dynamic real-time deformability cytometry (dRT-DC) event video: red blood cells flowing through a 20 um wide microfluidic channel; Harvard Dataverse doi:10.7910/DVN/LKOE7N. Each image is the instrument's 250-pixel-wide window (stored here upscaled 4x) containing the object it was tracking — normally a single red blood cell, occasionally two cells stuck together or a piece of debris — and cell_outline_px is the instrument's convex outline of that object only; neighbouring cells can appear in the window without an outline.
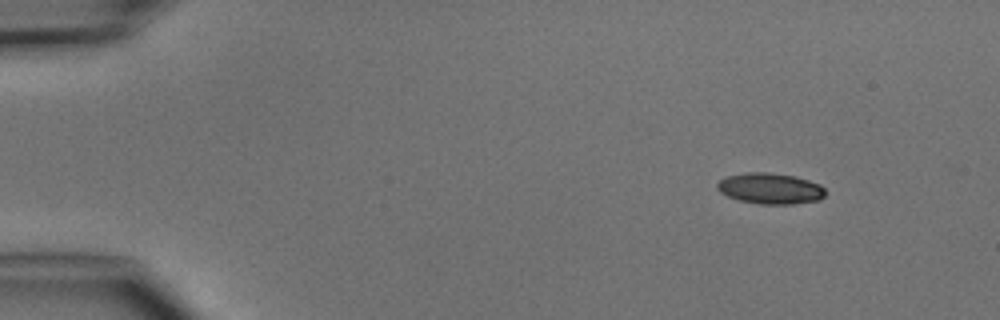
{"species": "common noctule bat (a hibernating species)", "species_latin": "Nyctalus noctula", "temperature_condition": "cold", "stored_images_in_passage": 6, "camera_frame_rate_fps": 3000, "um_per_image_px": 0.085, "animal": {"sex": "male", "body_mass_g": 15.6}, "frame": {"image": 1, "passage_image": 1, "time_ms": 0.0, "image_size_px": [1000, 320], "cell_outline_px": [[824, 196], [820, 200], [792, 204], [760, 204], [740, 200], [728, 196], [720, 192], [716, 188], [716, 184], [720, 180], [728, 176], [744, 172], [768, 172], [796, 176], [820, 184], [824, 188]], "centroid_in_image_um": [65.47, 16.01], "position_along_channel_um": 19.5, "area_um2": 19.54}}
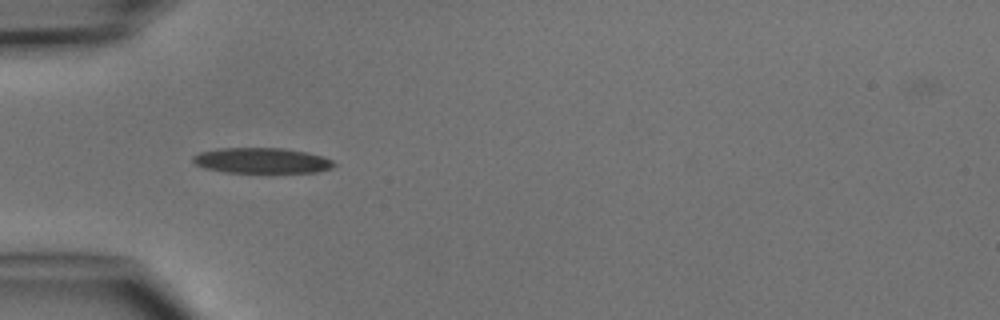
{"frame": {"image": 2, "passage_image": 4, "time_ms": 3.333, "image_size_px": [1000, 320], "cell_outline_px": [[336, 164], [332, 168], [316, 172], [224, 172], [204, 168], [196, 164], [192, 160], [192, 156], [200, 152], [216, 148], [284, 148], [304, 152], [320, 156], [332, 160]], "centroid_in_image_um": [22.21, 13.64], "position_along_channel_um": 62.8, "area_um2": 20.81}}
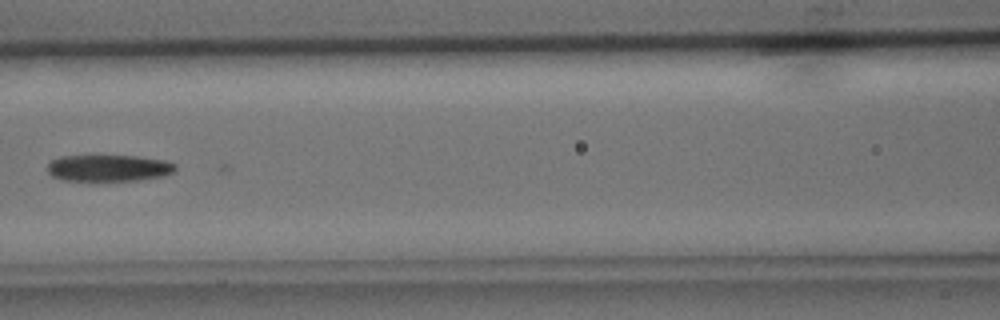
{"frame": {"image": 3, "passage_image": 6, "time_ms": 5.667, "image_size_px": [1000, 320], "cell_outline_px": [[176, 172], [160, 176], [140, 180], [60, 180], [52, 176], [48, 172], [48, 160], [60, 156], [92, 152], [136, 156], [164, 160], [176, 164]], "centroid_in_image_um": [9.16, 14.22], "position_along_channel_um": 157.4, "area_um2": 20.92}}